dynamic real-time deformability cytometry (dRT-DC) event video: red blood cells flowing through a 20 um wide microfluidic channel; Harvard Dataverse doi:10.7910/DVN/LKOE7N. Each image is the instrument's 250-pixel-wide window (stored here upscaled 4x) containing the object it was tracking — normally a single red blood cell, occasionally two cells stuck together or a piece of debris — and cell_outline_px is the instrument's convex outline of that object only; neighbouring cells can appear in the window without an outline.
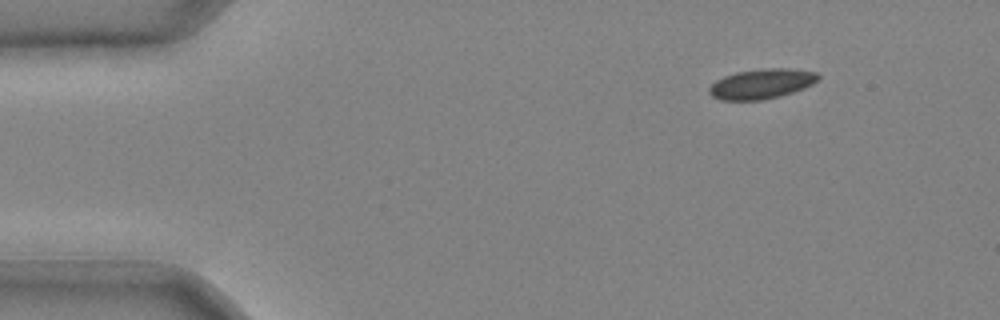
{"species": "common noctule bat (a hibernating species)", "species_latin": "Nyctalus noctula", "temperature_condition": "cold", "stored_images_in_passage": 35, "camera_frame_rate_fps": 3000, "um_per_image_px": 0.085, "animal": {"sex": "male", "body_mass_g": 20.4}, "frame": {"image": 1, "passage_image": 1, "time_ms": 0.0, "image_size_px": [1000, 320], "cell_outline_px": [[820, 76], [812, 84], [804, 88], [780, 96], [764, 100], [720, 100], [712, 96], [708, 92], [708, 88], [716, 80], [724, 76], [736, 72], [764, 68], [788, 68], [816, 72]], "centroid_in_image_um": [64.71, 7.13], "position_along_channel_um": 20.3, "area_um2": 19.02}}
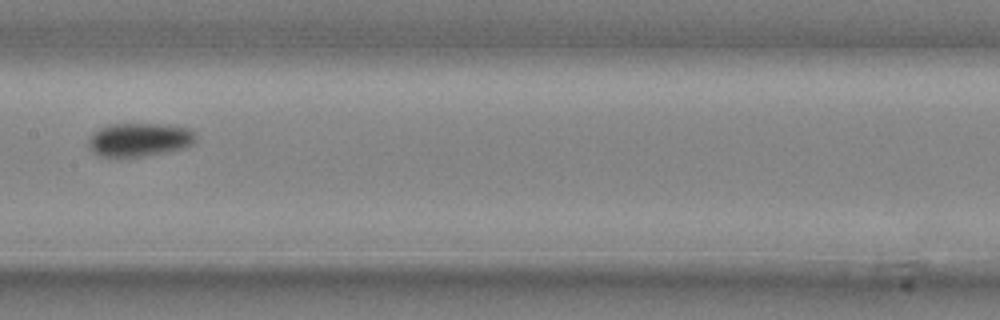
{"frame": {"image": 2, "passage_image": 18, "time_ms": 5.667, "image_size_px": [1000, 320], "cell_outline_px": [[196, 140], [192, 144], [184, 148], [144, 156], [100, 156], [92, 152], [88, 148], [88, 136], [100, 128], [108, 124], [164, 124], [192, 128], [196, 132]], "centroid_in_image_um": [11.86, 11.85], "position_along_channel_um": 195.5, "area_um2": 21.15}}
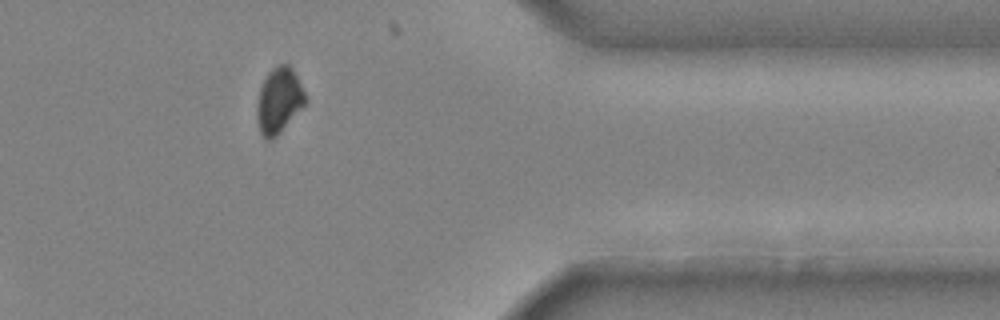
{"frame": {"image": 3, "passage_image": 32, "time_ms": 10.333, "image_size_px": [1000, 320], "cell_outline_px": [[308, 100], [276, 136], [272, 140], [264, 140], [260, 132], [256, 116], [256, 108], [260, 88], [268, 72], [276, 64], [288, 64], [292, 68], [308, 96]], "centroid_in_image_um": [23.71, 8.53], "position_along_channel_um": 387.7, "area_um2": 18.55}}